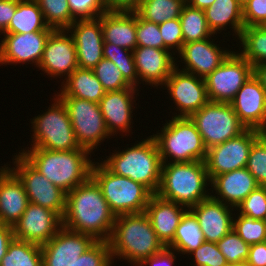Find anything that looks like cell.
<instances>
[{"label": "cell", "instance_id": "1", "mask_svg": "<svg viewBox=\"0 0 266 266\" xmlns=\"http://www.w3.org/2000/svg\"><path fill=\"white\" fill-rule=\"evenodd\" d=\"M115 219L101 188L92 178L66 193L64 228L90 235L96 241H109Z\"/></svg>", "mask_w": 266, "mask_h": 266}, {"label": "cell", "instance_id": "2", "mask_svg": "<svg viewBox=\"0 0 266 266\" xmlns=\"http://www.w3.org/2000/svg\"><path fill=\"white\" fill-rule=\"evenodd\" d=\"M21 151L19 154L34 169L66 193L91 178L94 162L90 159L91 153L84 148L51 151L44 148L28 147V150Z\"/></svg>", "mask_w": 266, "mask_h": 266}, {"label": "cell", "instance_id": "3", "mask_svg": "<svg viewBox=\"0 0 266 266\" xmlns=\"http://www.w3.org/2000/svg\"><path fill=\"white\" fill-rule=\"evenodd\" d=\"M108 242L113 263L116 258H122L133 266H139L165 247L145 212L116 216Z\"/></svg>", "mask_w": 266, "mask_h": 266}, {"label": "cell", "instance_id": "4", "mask_svg": "<svg viewBox=\"0 0 266 266\" xmlns=\"http://www.w3.org/2000/svg\"><path fill=\"white\" fill-rule=\"evenodd\" d=\"M210 182L205 161L163 163L155 194L190 209L211 196Z\"/></svg>", "mask_w": 266, "mask_h": 266}, {"label": "cell", "instance_id": "5", "mask_svg": "<svg viewBox=\"0 0 266 266\" xmlns=\"http://www.w3.org/2000/svg\"><path fill=\"white\" fill-rule=\"evenodd\" d=\"M111 155L101 161L109 171L144 185L152 194L157 192L163 163L152 136Z\"/></svg>", "mask_w": 266, "mask_h": 266}, {"label": "cell", "instance_id": "6", "mask_svg": "<svg viewBox=\"0 0 266 266\" xmlns=\"http://www.w3.org/2000/svg\"><path fill=\"white\" fill-rule=\"evenodd\" d=\"M151 135L156 141L162 163L205 161L207 148L189 117H173Z\"/></svg>", "mask_w": 266, "mask_h": 266}, {"label": "cell", "instance_id": "7", "mask_svg": "<svg viewBox=\"0 0 266 266\" xmlns=\"http://www.w3.org/2000/svg\"><path fill=\"white\" fill-rule=\"evenodd\" d=\"M91 178L101 188L115 216L145 212L148 201L153 195L144 185L112 173L98 161H94Z\"/></svg>", "mask_w": 266, "mask_h": 266}, {"label": "cell", "instance_id": "8", "mask_svg": "<svg viewBox=\"0 0 266 266\" xmlns=\"http://www.w3.org/2000/svg\"><path fill=\"white\" fill-rule=\"evenodd\" d=\"M56 97V98H55ZM48 110L31 120L33 136L30 148H44L51 151H70L80 149L68 110L55 94Z\"/></svg>", "mask_w": 266, "mask_h": 266}, {"label": "cell", "instance_id": "9", "mask_svg": "<svg viewBox=\"0 0 266 266\" xmlns=\"http://www.w3.org/2000/svg\"><path fill=\"white\" fill-rule=\"evenodd\" d=\"M189 118L207 149L235 138L247 129L240 122L231 103L209 101Z\"/></svg>", "mask_w": 266, "mask_h": 266}, {"label": "cell", "instance_id": "10", "mask_svg": "<svg viewBox=\"0 0 266 266\" xmlns=\"http://www.w3.org/2000/svg\"><path fill=\"white\" fill-rule=\"evenodd\" d=\"M65 104L80 148L93 153L110 138L99 104L76 97H59ZM104 140V141H103Z\"/></svg>", "mask_w": 266, "mask_h": 266}, {"label": "cell", "instance_id": "11", "mask_svg": "<svg viewBox=\"0 0 266 266\" xmlns=\"http://www.w3.org/2000/svg\"><path fill=\"white\" fill-rule=\"evenodd\" d=\"M253 75V66L240 54L232 51L205 78L209 101L231 103L238 90Z\"/></svg>", "mask_w": 266, "mask_h": 266}, {"label": "cell", "instance_id": "12", "mask_svg": "<svg viewBox=\"0 0 266 266\" xmlns=\"http://www.w3.org/2000/svg\"><path fill=\"white\" fill-rule=\"evenodd\" d=\"M12 159L16 168L6 166L22 182L28 201L48 208L63 218L66 208V192L40 174L19 153Z\"/></svg>", "mask_w": 266, "mask_h": 266}, {"label": "cell", "instance_id": "13", "mask_svg": "<svg viewBox=\"0 0 266 266\" xmlns=\"http://www.w3.org/2000/svg\"><path fill=\"white\" fill-rule=\"evenodd\" d=\"M262 134L255 129H246L237 137L208 148L205 164L210 181L219 174L245 168L253 143Z\"/></svg>", "mask_w": 266, "mask_h": 266}, {"label": "cell", "instance_id": "14", "mask_svg": "<svg viewBox=\"0 0 266 266\" xmlns=\"http://www.w3.org/2000/svg\"><path fill=\"white\" fill-rule=\"evenodd\" d=\"M163 86L177 106L178 115L173 117H190L209 102L205 79L179 69L178 65Z\"/></svg>", "mask_w": 266, "mask_h": 266}, {"label": "cell", "instance_id": "15", "mask_svg": "<svg viewBox=\"0 0 266 266\" xmlns=\"http://www.w3.org/2000/svg\"><path fill=\"white\" fill-rule=\"evenodd\" d=\"M62 227V218L56 212L29 202L13 233L15 239L43 245Z\"/></svg>", "mask_w": 266, "mask_h": 266}, {"label": "cell", "instance_id": "16", "mask_svg": "<svg viewBox=\"0 0 266 266\" xmlns=\"http://www.w3.org/2000/svg\"><path fill=\"white\" fill-rule=\"evenodd\" d=\"M68 34L66 29L53 30L46 41L38 68L51 78L66 76V79L78 68L74 40Z\"/></svg>", "mask_w": 266, "mask_h": 266}, {"label": "cell", "instance_id": "17", "mask_svg": "<svg viewBox=\"0 0 266 266\" xmlns=\"http://www.w3.org/2000/svg\"><path fill=\"white\" fill-rule=\"evenodd\" d=\"M95 242L90 235L62 227L47 243L41 245L42 266H71Z\"/></svg>", "mask_w": 266, "mask_h": 266}, {"label": "cell", "instance_id": "18", "mask_svg": "<svg viewBox=\"0 0 266 266\" xmlns=\"http://www.w3.org/2000/svg\"><path fill=\"white\" fill-rule=\"evenodd\" d=\"M51 32L3 33L4 38L0 43V64L30 62L38 67Z\"/></svg>", "mask_w": 266, "mask_h": 266}, {"label": "cell", "instance_id": "19", "mask_svg": "<svg viewBox=\"0 0 266 266\" xmlns=\"http://www.w3.org/2000/svg\"><path fill=\"white\" fill-rule=\"evenodd\" d=\"M231 105L247 129L266 130V92L254 75L238 90Z\"/></svg>", "mask_w": 266, "mask_h": 266}, {"label": "cell", "instance_id": "20", "mask_svg": "<svg viewBox=\"0 0 266 266\" xmlns=\"http://www.w3.org/2000/svg\"><path fill=\"white\" fill-rule=\"evenodd\" d=\"M67 30L74 40L78 67L93 69L104 58L101 16L95 19L75 20Z\"/></svg>", "mask_w": 266, "mask_h": 266}, {"label": "cell", "instance_id": "21", "mask_svg": "<svg viewBox=\"0 0 266 266\" xmlns=\"http://www.w3.org/2000/svg\"><path fill=\"white\" fill-rule=\"evenodd\" d=\"M169 49L137 46L133 50L134 63L141 82L154 87L163 86L176 67V58ZM141 82H140V81Z\"/></svg>", "mask_w": 266, "mask_h": 266}, {"label": "cell", "instance_id": "22", "mask_svg": "<svg viewBox=\"0 0 266 266\" xmlns=\"http://www.w3.org/2000/svg\"><path fill=\"white\" fill-rule=\"evenodd\" d=\"M213 40L209 37L183 44L178 53L182 64H185L182 70L205 79L218 68L232 51L220 49L219 44L213 43Z\"/></svg>", "mask_w": 266, "mask_h": 266}, {"label": "cell", "instance_id": "23", "mask_svg": "<svg viewBox=\"0 0 266 266\" xmlns=\"http://www.w3.org/2000/svg\"><path fill=\"white\" fill-rule=\"evenodd\" d=\"M235 208L213 199L211 196L190 208L196 216L205 241L219 242L233 229Z\"/></svg>", "mask_w": 266, "mask_h": 266}, {"label": "cell", "instance_id": "24", "mask_svg": "<svg viewBox=\"0 0 266 266\" xmlns=\"http://www.w3.org/2000/svg\"><path fill=\"white\" fill-rule=\"evenodd\" d=\"M139 89L135 87L126 88L120 91H106L104 97L100 100L99 106L105 120L107 130L111 136L119 132H129L131 125L134 95Z\"/></svg>", "mask_w": 266, "mask_h": 266}, {"label": "cell", "instance_id": "25", "mask_svg": "<svg viewBox=\"0 0 266 266\" xmlns=\"http://www.w3.org/2000/svg\"><path fill=\"white\" fill-rule=\"evenodd\" d=\"M4 165L0 167V223L13 227L29 201L22 182Z\"/></svg>", "mask_w": 266, "mask_h": 266}, {"label": "cell", "instance_id": "26", "mask_svg": "<svg viewBox=\"0 0 266 266\" xmlns=\"http://www.w3.org/2000/svg\"><path fill=\"white\" fill-rule=\"evenodd\" d=\"M210 184L215 191V196L211 194V197L235 209L250 192L259 186L246 167L219 174L211 180Z\"/></svg>", "mask_w": 266, "mask_h": 266}, {"label": "cell", "instance_id": "27", "mask_svg": "<svg viewBox=\"0 0 266 266\" xmlns=\"http://www.w3.org/2000/svg\"><path fill=\"white\" fill-rule=\"evenodd\" d=\"M187 210V207L164 200L156 194L150 197L145 213L164 246H168L173 241L176 228Z\"/></svg>", "mask_w": 266, "mask_h": 266}, {"label": "cell", "instance_id": "28", "mask_svg": "<svg viewBox=\"0 0 266 266\" xmlns=\"http://www.w3.org/2000/svg\"><path fill=\"white\" fill-rule=\"evenodd\" d=\"M103 40L133 51L137 47L136 12L106 11L101 15Z\"/></svg>", "mask_w": 266, "mask_h": 266}, {"label": "cell", "instance_id": "29", "mask_svg": "<svg viewBox=\"0 0 266 266\" xmlns=\"http://www.w3.org/2000/svg\"><path fill=\"white\" fill-rule=\"evenodd\" d=\"M61 87L62 89L58 92V97H76L97 104H99L106 93V90L92 69L79 67L66 79H63Z\"/></svg>", "mask_w": 266, "mask_h": 266}, {"label": "cell", "instance_id": "30", "mask_svg": "<svg viewBox=\"0 0 266 266\" xmlns=\"http://www.w3.org/2000/svg\"><path fill=\"white\" fill-rule=\"evenodd\" d=\"M204 12L208 27L213 34L221 33L222 30L231 26L235 33L233 36L236 35L237 39L240 38L245 25L243 7L238 0H215Z\"/></svg>", "mask_w": 266, "mask_h": 266}, {"label": "cell", "instance_id": "31", "mask_svg": "<svg viewBox=\"0 0 266 266\" xmlns=\"http://www.w3.org/2000/svg\"><path fill=\"white\" fill-rule=\"evenodd\" d=\"M45 20L36 0H18L16 11L4 33L53 31Z\"/></svg>", "mask_w": 266, "mask_h": 266}, {"label": "cell", "instance_id": "32", "mask_svg": "<svg viewBox=\"0 0 266 266\" xmlns=\"http://www.w3.org/2000/svg\"><path fill=\"white\" fill-rule=\"evenodd\" d=\"M205 241L199 222L194 213L188 209L176 228L173 241L167 246L178 254H189Z\"/></svg>", "mask_w": 266, "mask_h": 266}, {"label": "cell", "instance_id": "33", "mask_svg": "<svg viewBox=\"0 0 266 266\" xmlns=\"http://www.w3.org/2000/svg\"><path fill=\"white\" fill-rule=\"evenodd\" d=\"M239 40L240 54L253 67L266 64V25L244 27Z\"/></svg>", "mask_w": 266, "mask_h": 266}, {"label": "cell", "instance_id": "34", "mask_svg": "<svg viewBox=\"0 0 266 266\" xmlns=\"http://www.w3.org/2000/svg\"><path fill=\"white\" fill-rule=\"evenodd\" d=\"M185 4L184 0H142L135 12L142 19L159 25L179 18Z\"/></svg>", "mask_w": 266, "mask_h": 266}, {"label": "cell", "instance_id": "35", "mask_svg": "<svg viewBox=\"0 0 266 266\" xmlns=\"http://www.w3.org/2000/svg\"><path fill=\"white\" fill-rule=\"evenodd\" d=\"M179 18L184 44L215 37L208 27L204 10L193 8L186 3Z\"/></svg>", "mask_w": 266, "mask_h": 266}, {"label": "cell", "instance_id": "36", "mask_svg": "<svg viewBox=\"0 0 266 266\" xmlns=\"http://www.w3.org/2000/svg\"><path fill=\"white\" fill-rule=\"evenodd\" d=\"M1 266H42L41 245L14 238L2 258Z\"/></svg>", "mask_w": 266, "mask_h": 266}, {"label": "cell", "instance_id": "37", "mask_svg": "<svg viewBox=\"0 0 266 266\" xmlns=\"http://www.w3.org/2000/svg\"><path fill=\"white\" fill-rule=\"evenodd\" d=\"M103 57L112 61L122 72L124 79L132 87L137 88L138 74L134 63L133 51L104 42Z\"/></svg>", "mask_w": 266, "mask_h": 266}, {"label": "cell", "instance_id": "38", "mask_svg": "<svg viewBox=\"0 0 266 266\" xmlns=\"http://www.w3.org/2000/svg\"><path fill=\"white\" fill-rule=\"evenodd\" d=\"M41 9L46 24L53 28L68 29L75 19L70 13L67 0H36Z\"/></svg>", "mask_w": 266, "mask_h": 266}, {"label": "cell", "instance_id": "39", "mask_svg": "<svg viewBox=\"0 0 266 266\" xmlns=\"http://www.w3.org/2000/svg\"><path fill=\"white\" fill-rule=\"evenodd\" d=\"M236 218H233V229L246 244L253 245L266 241V224L263 220L240 214Z\"/></svg>", "mask_w": 266, "mask_h": 266}, {"label": "cell", "instance_id": "40", "mask_svg": "<svg viewBox=\"0 0 266 266\" xmlns=\"http://www.w3.org/2000/svg\"><path fill=\"white\" fill-rule=\"evenodd\" d=\"M92 70L106 91H120L132 87L110 60L101 59Z\"/></svg>", "mask_w": 266, "mask_h": 266}, {"label": "cell", "instance_id": "41", "mask_svg": "<svg viewBox=\"0 0 266 266\" xmlns=\"http://www.w3.org/2000/svg\"><path fill=\"white\" fill-rule=\"evenodd\" d=\"M228 264L247 261L250 245L232 229L219 242L216 243Z\"/></svg>", "mask_w": 266, "mask_h": 266}, {"label": "cell", "instance_id": "42", "mask_svg": "<svg viewBox=\"0 0 266 266\" xmlns=\"http://www.w3.org/2000/svg\"><path fill=\"white\" fill-rule=\"evenodd\" d=\"M246 168L259 186H266V135L264 133L253 143Z\"/></svg>", "mask_w": 266, "mask_h": 266}, {"label": "cell", "instance_id": "43", "mask_svg": "<svg viewBox=\"0 0 266 266\" xmlns=\"http://www.w3.org/2000/svg\"><path fill=\"white\" fill-rule=\"evenodd\" d=\"M240 215L263 220L266 215V186H258L236 207Z\"/></svg>", "mask_w": 266, "mask_h": 266}, {"label": "cell", "instance_id": "44", "mask_svg": "<svg viewBox=\"0 0 266 266\" xmlns=\"http://www.w3.org/2000/svg\"><path fill=\"white\" fill-rule=\"evenodd\" d=\"M108 241H96L71 266H112Z\"/></svg>", "mask_w": 266, "mask_h": 266}, {"label": "cell", "instance_id": "45", "mask_svg": "<svg viewBox=\"0 0 266 266\" xmlns=\"http://www.w3.org/2000/svg\"><path fill=\"white\" fill-rule=\"evenodd\" d=\"M137 46L168 49L159 31V25L142 19L136 13Z\"/></svg>", "mask_w": 266, "mask_h": 266}, {"label": "cell", "instance_id": "46", "mask_svg": "<svg viewBox=\"0 0 266 266\" xmlns=\"http://www.w3.org/2000/svg\"><path fill=\"white\" fill-rule=\"evenodd\" d=\"M189 255H191V257L194 255V266H228L226 258L214 242L204 241Z\"/></svg>", "mask_w": 266, "mask_h": 266}, {"label": "cell", "instance_id": "47", "mask_svg": "<svg viewBox=\"0 0 266 266\" xmlns=\"http://www.w3.org/2000/svg\"><path fill=\"white\" fill-rule=\"evenodd\" d=\"M75 20L95 19L104 14V0H67Z\"/></svg>", "mask_w": 266, "mask_h": 266}, {"label": "cell", "instance_id": "48", "mask_svg": "<svg viewBox=\"0 0 266 266\" xmlns=\"http://www.w3.org/2000/svg\"><path fill=\"white\" fill-rule=\"evenodd\" d=\"M159 31L164 40V45L170 51H172L175 48L172 51L173 54L179 53L184 44L180 18L168 20L163 22L162 24H159Z\"/></svg>", "mask_w": 266, "mask_h": 266}, {"label": "cell", "instance_id": "49", "mask_svg": "<svg viewBox=\"0 0 266 266\" xmlns=\"http://www.w3.org/2000/svg\"><path fill=\"white\" fill-rule=\"evenodd\" d=\"M245 27L266 25V0H250L243 6Z\"/></svg>", "mask_w": 266, "mask_h": 266}, {"label": "cell", "instance_id": "50", "mask_svg": "<svg viewBox=\"0 0 266 266\" xmlns=\"http://www.w3.org/2000/svg\"><path fill=\"white\" fill-rule=\"evenodd\" d=\"M177 251L165 246L160 252L146 258L139 266H173Z\"/></svg>", "mask_w": 266, "mask_h": 266}, {"label": "cell", "instance_id": "51", "mask_svg": "<svg viewBox=\"0 0 266 266\" xmlns=\"http://www.w3.org/2000/svg\"><path fill=\"white\" fill-rule=\"evenodd\" d=\"M18 5V0H0V33H4L12 19L16 8Z\"/></svg>", "mask_w": 266, "mask_h": 266}, {"label": "cell", "instance_id": "52", "mask_svg": "<svg viewBox=\"0 0 266 266\" xmlns=\"http://www.w3.org/2000/svg\"><path fill=\"white\" fill-rule=\"evenodd\" d=\"M247 263L250 266H266V241L250 245Z\"/></svg>", "mask_w": 266, "mask_h": 266}, {"label": "cell", "instance_id": "53", "mask_svg": "<svg viewBox=\"0 0 266 266\" xmlns=\"http://www.w3.org/2000/svg\"><path fill=\"white\" fill-rule=\"evenodd\" d=\"M142 0H104L107 11L135 12Z\"/></svg>", "mask_w": 266, "mask_h": 266}, {"label": "cell", "instance_id": "54", "mask_svg": "<svg viewBox=\"0 0 266 266\" xmlns=\"http://www.w3.org/2000/svg\"><path fill=\"white\" fill-rule=\"evenodd\" d=\"M14 239L13 227L0 223V266L9 244Z\"/></svg>", "mask_w": 266, "mask_h": 266}, {"label": "cell", "instance_id": "55", "mask_svg": "<svg viewBox=\"0 0 266 266\" xmlns=\"http://www.w3.org/2000/svg\"><path fill=\"white\" fill-rule=\"evenodd\" d=\"M253 75L260 82L266 92V64H259L253 67Z\"/></svg>", "mask_w": 266, "mask_h": 266}, {"label": "cell", "instance_id": "56", "mask_svg": "<svg viewBox=\"0 0 266 266\" xmlns=\"http://www.w3.org/2000/svg\"><path fill=\"white\" fill-rule=\"evenodd\" d=\"M215 0H190L188 4L197 9L205 10L207 7L211 6V4Z\"/></svg>", "mask_w": 266, "mask_h": 266}, {"label": "cell", "instance_id": "57", "mask_svg": "<svg viewBox=\"0 0 266 266\" xmlns=\"http://www.w3.org/2000/svg\"><path fill=\"white\" fill-rule=\"evenodd\" d=\"M228 266H250V265L247 263V261H243V262L228 264Z\"/></svg>", "mask_w": 266, "mask_h": 266}, {"label": "cell", "instance_id": "58", "mask_svg": "<svg viewBox=\"0 0 266 266\" xmlns=\"http://www.w3.org/2000/svg\"><path fill=\"white\" fill-rule=\"evenodd\" d=\"M250 0H238L239 4L243 7Z\"/></svg>", "mask_w": 266, "mask_h": 266}, {"label": "cell", "instance_id": "59", "mask_svg": "<svg viewBox=\"0 0 266 266\" xmlns=\"http://www.w3.org/2000/svg\"><path fill=\"white\" fill-rule=\"evenodd\" d=\"M263 221H264V223L266 224V215H265V217H264Z\"/></svg>", "mask_w": 266, "mask_h": 266}]
</instances>
